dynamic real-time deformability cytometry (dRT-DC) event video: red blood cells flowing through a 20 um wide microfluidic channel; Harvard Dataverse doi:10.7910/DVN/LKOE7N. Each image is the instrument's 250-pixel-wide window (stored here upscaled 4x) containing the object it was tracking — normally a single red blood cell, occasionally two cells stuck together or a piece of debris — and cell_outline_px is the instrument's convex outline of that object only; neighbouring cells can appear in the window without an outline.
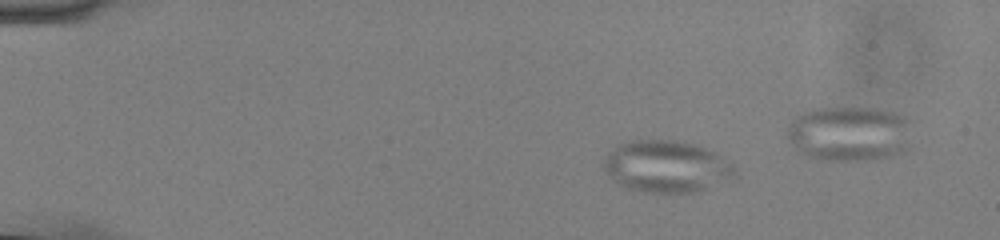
{"species": "common noctule bat (a hibernating species)", "species_latin": "Nyctalus noctula", "temperature_condition": "cold", "stored_images_in_passage": 41, "camera_frame_rate_fps": 3000, "um_per_image_px": 0.085, "animal": {"sex": "male", "body_mass_g": 13.0, "forearm_length_mm": 53.1}, "frame": {"image": 1, "passage_image": 1, "time_ms": 0.0, "image_size_px": [1000, 240], "cell_outline_px": [[736, 172], [728, 180], [696, 192], [644, 192], [628, 188], [620, 184], [604, 168], [604, 160], [608, 152], [616, 144], [628, 140], [676, 140], [692, 144], [716, 152], [728, 160], [736, 168]], "centroid_in_image_um": [56.66, 14.13], "position_along_channel_um": 28.3, "area_um2": 39.36}}
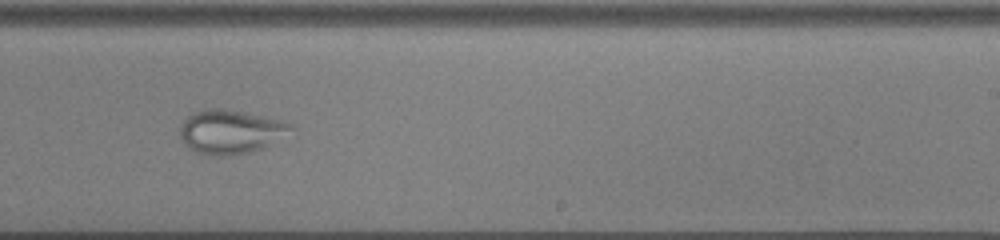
{"frame": {"image": 2, "passage_image": 27, "time_ms": 8.667, "image_size_px": [1000, 240], "cell_outline_px": [[296, 128], [260, 148], [248, 152], [228, 156], [216, 156], [200, 152], [188, 148], [180, 136], [180, 124], [192, 112], [204, 108], [220, 108], [280, 120], [292, 124]], "centroid_in_image_um": [19.53, 11.18], "position_along_channel_um": 269.5, "area_um2": 27.8}}
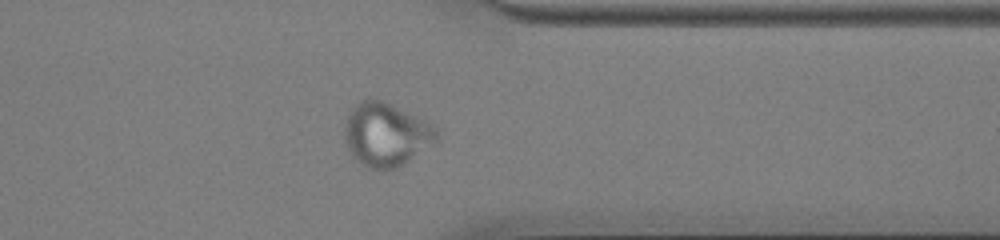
{"frame": {"image": 3, "passage_image": 36, "time_ms": 11.667, "image_size_px": [1000, 240], "cell_outline_px": [[440, 132], [436, 140], [404, 164], [396, 168], [368, 168], [360, 164], [352, 156], [344, 140], [344, 128], [348, 116], [352, 108], [360, 100], [368, 96], [380, 100], [424, 120], [432, 124]], "centroid_in_image_um": [32.77, 11.42], "position_along_channel_um": 378.6, "area_um2": 33.7}}